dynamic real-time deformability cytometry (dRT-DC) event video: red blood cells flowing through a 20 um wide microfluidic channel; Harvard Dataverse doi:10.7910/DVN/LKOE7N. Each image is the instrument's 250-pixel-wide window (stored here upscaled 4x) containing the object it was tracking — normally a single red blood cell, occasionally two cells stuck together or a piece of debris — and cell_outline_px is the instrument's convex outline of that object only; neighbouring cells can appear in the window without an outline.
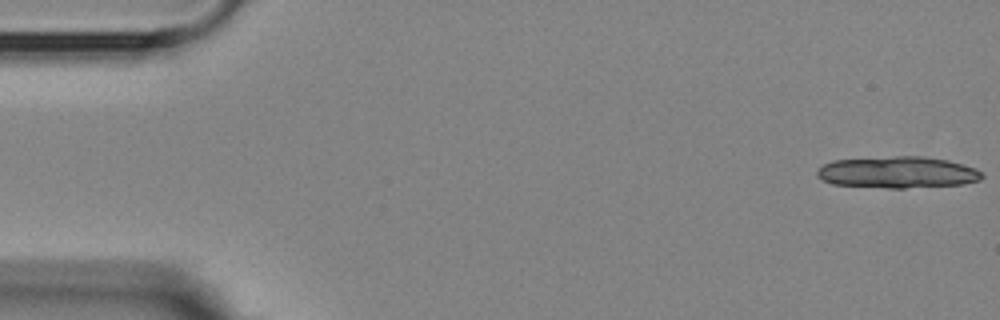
{"species": "Egyptian fruit bat (a non-hibernating species)", "species_latin": "Rousettus aegyptiacus", "temperature_condition": "room temperature", "stored_images_in_passage": 6, "segment_of_instrument_passage": [2, 2], "camera_frame_rate_fps": 3000, "um_per_image_px": 0.085, "animal": {"sex": "female"}, "frame": {"image": 1, "passage_image": 6, "time_ms": 6.0, "image_size_px": [1000, 320], "cell_outline_px": [[984, 176], [980, 180], [964, 184], [904, 188], [888, 188], [832, 184], [816, 176], [816, 172], [824, 164], [832, 160], [896, 156], [920, 156], [948, 160], [964, 164], [976, 168]], "centroid_in_image_um": [76.31, 14.64], "position_along_channel_um": 8.7, "area_um2": 30.4}}